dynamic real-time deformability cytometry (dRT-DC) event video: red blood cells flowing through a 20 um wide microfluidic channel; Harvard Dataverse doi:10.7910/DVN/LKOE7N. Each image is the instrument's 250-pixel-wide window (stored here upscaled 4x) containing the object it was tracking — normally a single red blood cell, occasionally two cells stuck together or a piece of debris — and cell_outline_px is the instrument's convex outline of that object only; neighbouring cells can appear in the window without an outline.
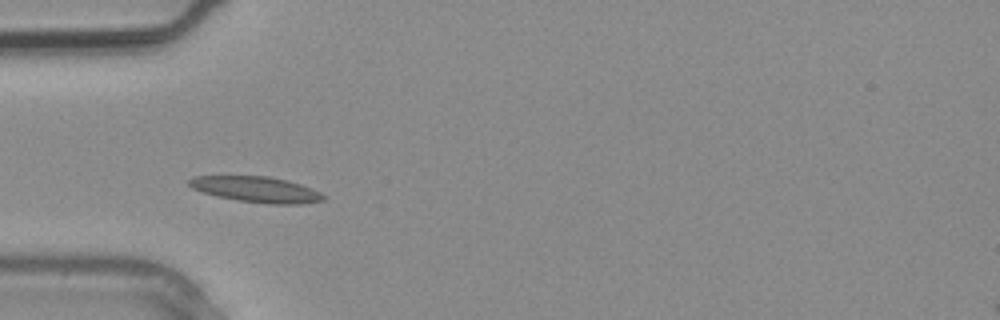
{"species": "common noctule bat (a hibernating species)", "species_latin": "Nyctalus noctula", "temperature_condition": "warm", "stored_images_in_passage": 2, "camera_frame_rate_fps": 3000, "um_per_image_px": 0.085, "animal": {"sex": "male", "body_mass_g": 20.4}, "frame": {"image": 1, "passage_image": 2, "time_ms": 0.333, "image_size_px": [1000, 320], "cell_outline_px": [[324, 200], [300, 204], [268, 204], [240, 200], [216, 196], [192, 188], [188, 184], [188, 180], [196, 176], [268, 176], [300, 184], [320, 192], [324, 196]], "centroid_in_image_um": [21.78, 16.1], "position_along_channel_um": 63.2, "area_um2": 19.83}}